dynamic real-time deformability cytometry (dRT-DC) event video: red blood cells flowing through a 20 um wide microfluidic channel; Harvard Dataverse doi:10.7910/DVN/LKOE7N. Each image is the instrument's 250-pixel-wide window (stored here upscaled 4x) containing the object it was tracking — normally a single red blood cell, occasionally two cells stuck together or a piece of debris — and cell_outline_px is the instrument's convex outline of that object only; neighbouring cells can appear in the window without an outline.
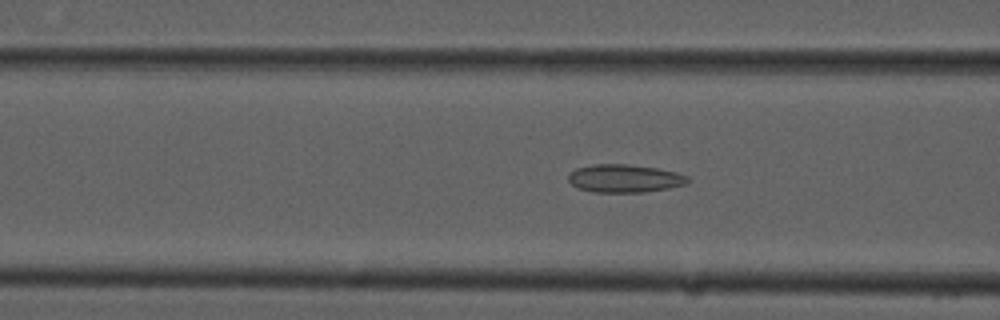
{"species": "common noctule bat (a hibernating species)", "species_latin": "Nyctalus noctula", "temperature_condition": "cold", "stored_images_in_passage": 52, "camera_frame_rate_fps": 3000, "um_per_image_px": 0.085, "animal": {"sex": "male", "forearm_length_mm": 52.5}, "frame": {"image": 1, "passage_image": 20, "time_ms": 6.333, "image_size_px": [1000, 320], "cell_outline_px": [[688, 180], [684, 184], [668, 188], [644, 192], [592, 192], [580, 188], [572, 184], [568, 180], [568, 176], [576, 168], [592, 164], [628, 164], [656, 168], [676, 172], [688, 176]], "centroid_in_image_um": [53.07, 15.16], "position_along_channel_um": 113.5, "area_um2": 19.31}}
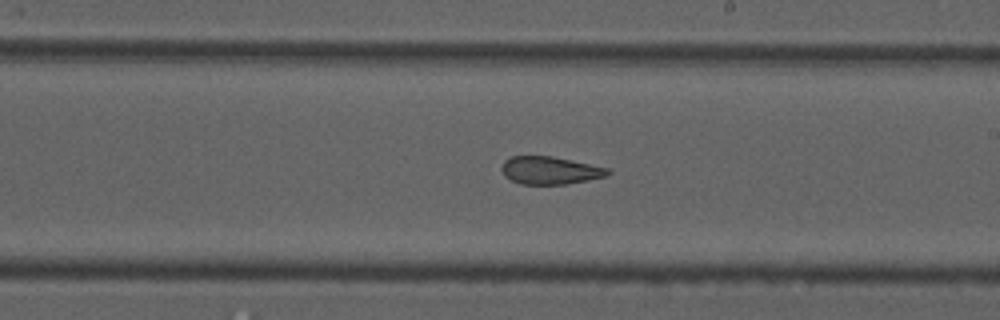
{"frame": {"image": 2, "passage_image": 30, "time_ms": 9.667, "image_size_px": [1000, 320], "cell_outline_px": [[612, 172], [608, 176], [588, 180], [564, 184], [520, 184], [504, 176], [500, 168], [504, 160], [512, 156], [552, 156], [608, 168]], "centroid_in_image_um": [46.74, 14.48], "position_along_channel_um": 242.3, "area_um2": 17.17}}
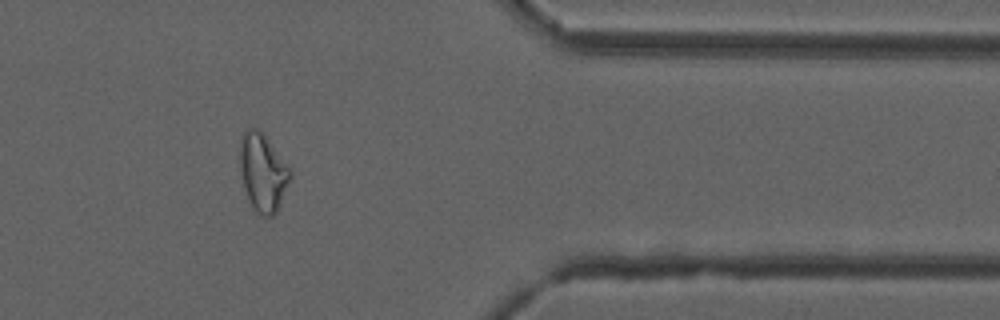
{"frame": {"image": 3, "passage_image": 43, "time_ms": 14.0, "image_size_px": [1000, 320], "cell_outline_px": [[292, 176], [276, 212], [272, 216], [260, 216], [256, 212], [244, 188], [240, 168], [240, 148], [244, 128], [260, 128], [292, 168]], "centroid_in_image_um": [22.37, 14.6], "position_along_channel_um": 389.0, "area_um2": 23.0}, "authors_computed_cell_mechanics": {"area_um2": 20.7502, "velocity_mm_per_s": 3.8728, "shape_relaxation_time_tau1_ms": null, "shape_relaxation_time_tau2_ms": 2.3388, "deformation_change_tau1": null, "deformation_change_tau2": 0.1028}}